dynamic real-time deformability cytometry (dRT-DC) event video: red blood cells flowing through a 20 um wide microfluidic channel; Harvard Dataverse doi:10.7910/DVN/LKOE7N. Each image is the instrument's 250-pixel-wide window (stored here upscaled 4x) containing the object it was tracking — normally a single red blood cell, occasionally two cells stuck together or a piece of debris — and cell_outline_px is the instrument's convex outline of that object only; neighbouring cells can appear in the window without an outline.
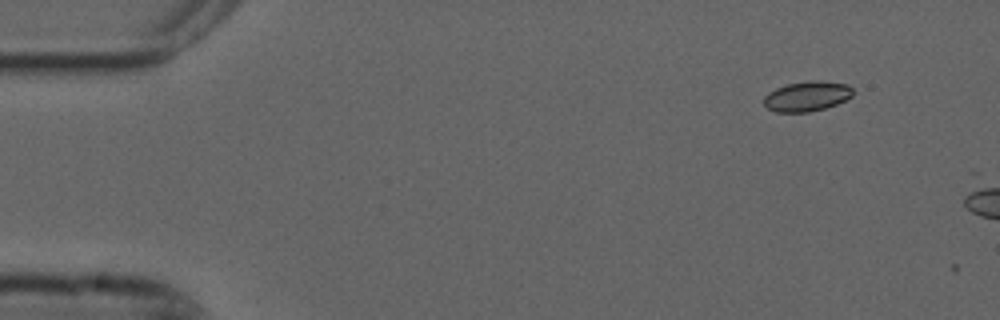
{"species": "common noctule bat (a hibernating species)", "species_latin": "Nyctalus noctula", "temperature_condition": "cold", "stored_images_in_passage": 2, "camera_frame_rate_fps": 3000, "um_per_image_px": 0.085, "animal": {"sex": "male", "forearm_length_mm": 52.5}, "frame": {"image": 1, "passage_image": 1, "time_ms": 0.0, "image_size_px": [1000, 320], "cell_outline_px": [[852, 96], [836, 104], [824, 108], [808, 112], [776, 112], [768, 108], [764, 104], [764, 96], [768, 92], [776, 88], [788, 84], [812, 80], [816, 80], [848, 84], [852, 88]], "centroid_in_image_um": [68.58, 8.18], "position_along_channel_um": 16.4, "area_um2": 15.43}}